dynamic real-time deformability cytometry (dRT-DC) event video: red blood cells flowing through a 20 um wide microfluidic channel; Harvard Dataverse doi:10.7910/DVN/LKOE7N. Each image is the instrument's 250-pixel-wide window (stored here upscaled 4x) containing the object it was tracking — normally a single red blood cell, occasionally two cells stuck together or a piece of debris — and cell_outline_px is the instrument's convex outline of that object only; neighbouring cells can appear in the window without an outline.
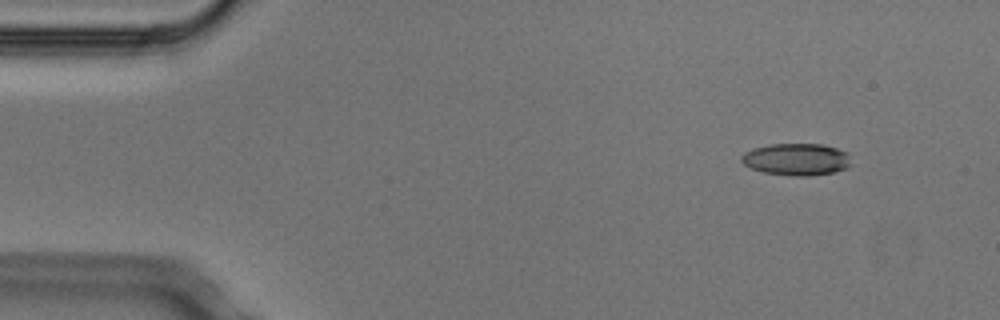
{"species": "Egyptian fruit bat (a non-hibernating species)", "species_latin": "Rousettus aegyptiacus", "temperature_condition": "cold", "stored_images_in_passage": 4, "segment_of_instrument_passage": [2, 2], "camera_frame_rate_fps": 3000, "um_per_image_px": 0.085, "animal": {"sex": "male"}, "frame": {"image": 1, "passage_image": 4, "time_ms": 1.0, "image_size_px": [1000, 320], "cell_outline_px": [[848, 168], [832, 172], [808, 176], [796, 176], [764, 172], [752, 168], [744, 164], [740, 160], [740, 156], [744, 152], [752, 148], [768, 144], [820, 144], [836, 148], [848, 152]], "centroid_in_image_um": [67.65, 13.53], "position_along_channel_um": 17.3, "area_um2": 20.35}}